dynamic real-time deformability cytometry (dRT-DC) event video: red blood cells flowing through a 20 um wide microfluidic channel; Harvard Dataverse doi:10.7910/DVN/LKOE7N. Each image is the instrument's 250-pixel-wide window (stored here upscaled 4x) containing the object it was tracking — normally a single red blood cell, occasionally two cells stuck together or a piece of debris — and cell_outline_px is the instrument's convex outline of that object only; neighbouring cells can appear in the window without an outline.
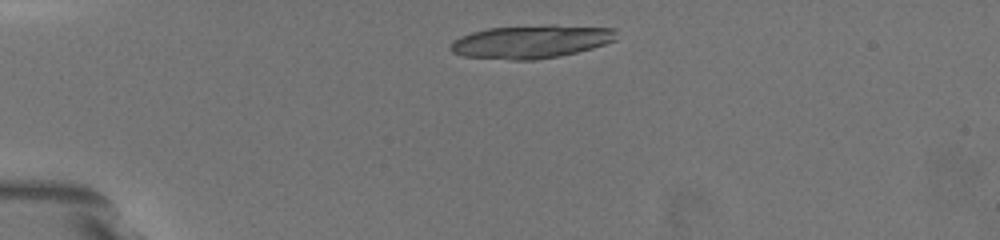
{"species": "common noctule bat (a hibernating species)", "species_latin": "Nyctalus noctula", "temperature_condition": "warm", "stored_images_in_passage": 30, "camera_frame_rate_fps": 3000, "um_per_image_px": 0.085, "animal": {"sex": "female", "body_mass_g": 19.5, "forearm_length_mm": 54.1}, "frame": {"image": 1, "passage_image": 1, "time_ms": 0.0, "image_size_px": [1000, 240], "cell_outline_px": [[616, 40], [592, 48], [560, 56], [536, 60], [512, 60], [464, 56], [452, 52], [448, 48], [456, 40], [472, 32], [488, 28], [548, 24], [552, 24], [612, 28]], "centroid_in_image_um": [45.15, 3.54], "position_along_channel_um": 39.9, "area_um2": 31.96}}